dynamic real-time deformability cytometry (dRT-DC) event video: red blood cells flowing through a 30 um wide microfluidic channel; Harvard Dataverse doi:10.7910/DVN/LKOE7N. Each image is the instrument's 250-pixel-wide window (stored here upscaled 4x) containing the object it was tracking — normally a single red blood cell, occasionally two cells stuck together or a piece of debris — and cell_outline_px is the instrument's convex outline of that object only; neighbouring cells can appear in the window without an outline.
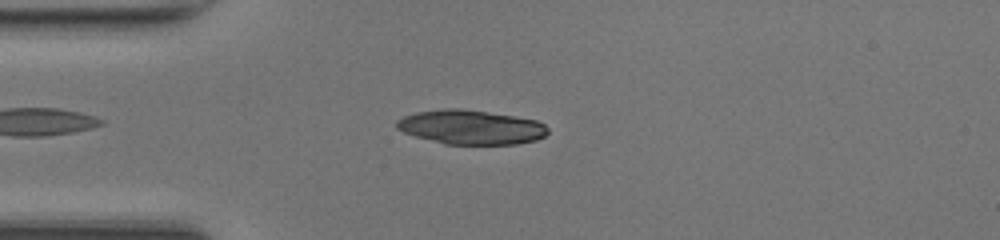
{"species": "common noctule bat (a hibernating species)", "species_latin": "Nyctalus noctula", "temperature_condition": "room temperature", "stored_images_in_passage": 38, "camera_frame_rate_fps": 3000, "um_per_image_px": 0.085, "animal": {"sex": "female", "body_mass_g": 17.0, "forearm_length_mm": 48.0}, "frame": {"image": 1, "passage_image": 6, "time_ms": 1.667, "image_size_px": [1000, 240], "cell_outline_px": [[548, 132], [544, 136], [536, 140], [516, 144], [444, 144], [416, 136], [404, 132], [396, 128], [396, 120], [404, 116], [416, 112], [444, 108], [460, 108], [512, 116], [536, 120], [544, 124], [548, 128]], "centroid_in_image_um": [40.01, 10.81], "position_along_channel_um": 45.0, "area_um2": 30.06}}